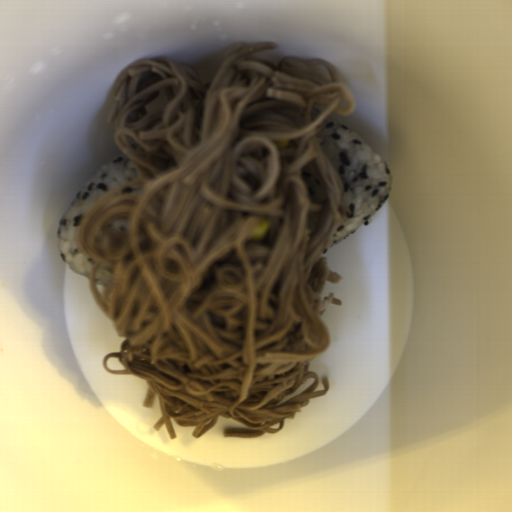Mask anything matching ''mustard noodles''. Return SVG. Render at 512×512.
<instances>
[{
	"label": "mustard noodles",
	"instance_id": "mustard-noodles-1",
	"mask_svg": "<svg viewBox=\"0 0 512 512\" xmlns=\"http://www.w3.org/2000/svg\"><path fill=\"white\" fill-rule=\"evenodd\" d=\"M238 43L203 84L196 68L147 57L123 68L106 119L137 177L105 194L75 237L93 259L91 294L124 337L106 371L147 383L171 440L219 416L277 434L328 393L309 363L329 350L322 319L343 305L326 250L345 186L322 123L351 115V89L328 60L255 57Z\"/></svg>",
	"mask_w": 512,
	"mask_h": 512
}]
</instances>
